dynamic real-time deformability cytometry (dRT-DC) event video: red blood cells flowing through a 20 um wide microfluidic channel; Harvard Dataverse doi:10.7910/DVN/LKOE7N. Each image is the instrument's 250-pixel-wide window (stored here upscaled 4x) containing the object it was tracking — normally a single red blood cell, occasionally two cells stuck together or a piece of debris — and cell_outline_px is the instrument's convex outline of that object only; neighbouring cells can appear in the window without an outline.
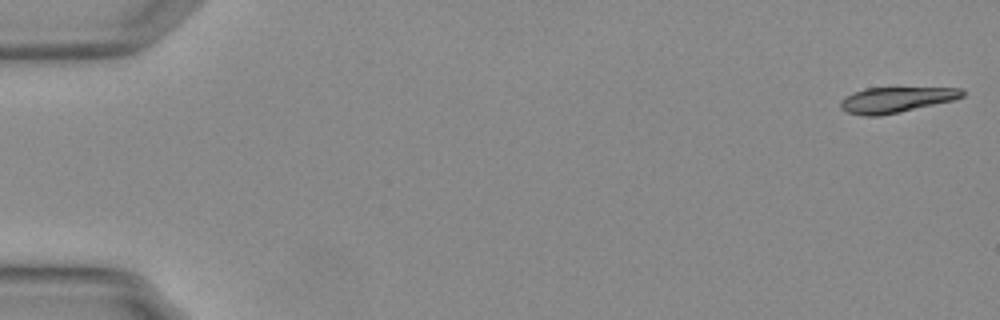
{"species": "Egyptian fruit bat (a non-hibernating species)", "species_latin": "Rousettus aegyptiacus", "temperature_condition": "warm", "stored_images_in_passage": 56, "camera_frame_rate_fps": 3000, "um_per_image_px": 0.085, "animal": {"sex": "female"}, "frame": {"image": 1, "passage_image": 1, "time_ms": 0.0, "image_size_px": [1000, 320], "cell_outline_px": [[964, 96], [956, 100], [900, 112], [880, 116], [864, 116], [848, 112], [840, 108], [840, 100], [844, 96], [864, 88], [964, 88]], "centroid_in_image_um": [76.17, 8.48], "position_along_channel_um": 8.8, "area_um2": 18.26}}
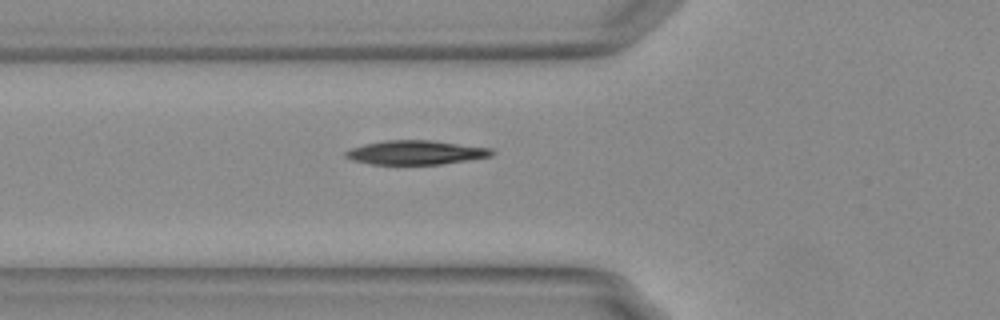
{"frame": {"image": 2, "passage_image": 20, "time_ms": 6.333, "image_size_px": [1000, 320], "cell_outline_px": [[496, 152], [492, 156], [468, 160], [440, 164], [372, 164], [352, 160], [344, 156], [344, 152], [352, 148], [364, 144], [384, 140], [432, 140], [492, 148]], "centroid_in_image_um": [35.37, 12.95], "position_along_channel_um": 90.4, "area_um2": 20.58}}
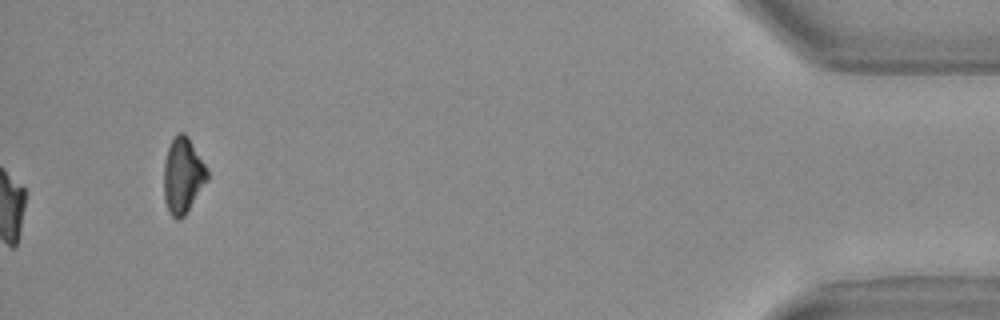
{"frame": {"image": 3, "passage_image": 56, "time_ms": 18.333, "image_size_px": [1000, 320], "cell_outline_px": [[208, 180], [184, 216], [180, 220], [176, 220], [172, 216], [164, 200], [164, 160], [168, 148], [172, 140], [180, 132], [184, 132], [188, 136], [208, 168]], "centroid_in_image_um": [15.55, 14.92], "position_along_channel_um": 419.6, "area_um2": 19.19}, "authors_computed_cell_mechanics": {"area_um2": 19.9121, "velocity_mm_per_s": 3.7523, "shape_relaxation_time_tau1_ms": 6.0095, "shape_relaxation_time_tau2_ms": null, "deformation_change_tau1": 0.1783, "deformation_change_tau2": null}}